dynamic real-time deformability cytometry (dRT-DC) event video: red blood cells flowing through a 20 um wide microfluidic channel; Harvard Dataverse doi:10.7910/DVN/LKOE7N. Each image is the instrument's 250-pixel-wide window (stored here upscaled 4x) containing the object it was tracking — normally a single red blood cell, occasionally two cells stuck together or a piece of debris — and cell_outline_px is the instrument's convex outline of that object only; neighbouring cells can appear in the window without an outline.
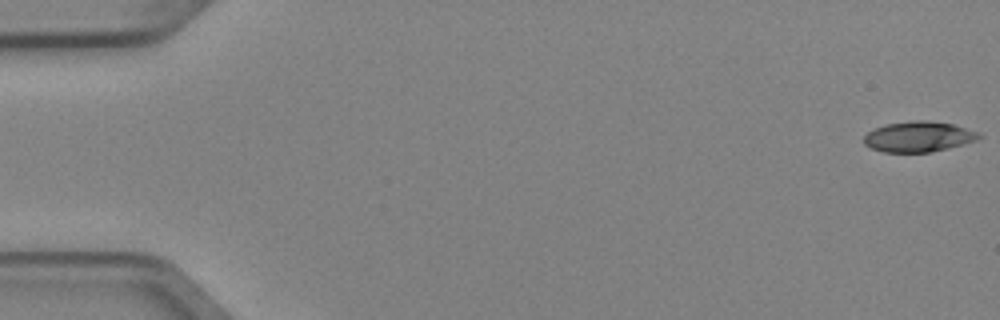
{"species": "Egyptian fruit bat (a non-hibernating species)", "species_latin": "Rousettus aegyptiacus", "temperature_condition": "cold", "stored_images_in_passage": 5, "camera_frame_rate_fps": 3000, "um_per_image_px": 0.085, "animal": {"sex": "female"}, "frame": {"image": 1, "passage_image": 1, "time_ms": 0.0, "image_size_px": [1000, 320], "cell_outline_px": [[984, 136], [976, 140], [964, 144], [932, 152], [884, 152], [872, 148], [864, 144], [864, 136], [868, 132], [876, 128], [888, 124], [916, 120], [924, 120], [952, 124], [976, 132]], "centroid_in_image_um": [78.08, 11.63], "position_along_channel_um": 6.9, "area_um2": 20.11}}